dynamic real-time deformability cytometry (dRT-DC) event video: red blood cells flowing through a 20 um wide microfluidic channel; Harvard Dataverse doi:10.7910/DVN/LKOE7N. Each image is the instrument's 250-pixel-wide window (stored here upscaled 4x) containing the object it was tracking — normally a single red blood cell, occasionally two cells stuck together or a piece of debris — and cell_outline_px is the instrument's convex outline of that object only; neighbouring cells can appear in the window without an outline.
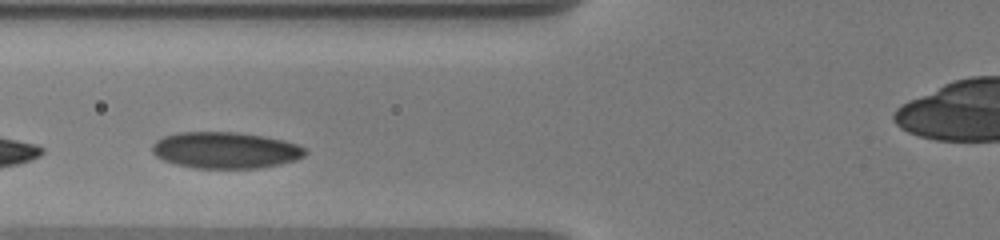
{"species": "human", "species_latin": "Homo sapiens", "temperature_condition": "warm", "stored_images_in_passage": 10, "camera_frame_rate_fps": 3000, "um_per_image_px": 0.085, "donor": {"sex": "male"}, "frame": {"image": 1, "passage_image": 5, "time_ms": 2.0, "image_size_px": [1000, 240], "cell_outline_px": [[308, 152], [304, 156], [296, 160], [280, 164], [260, 168], [192, 168], [176, 164], [164, 160], [156, 156], [152, 152], [152, 144], [156, 140], [164, 136], [180, 132], [236, 132], [264, 136], [284, 140], [296, 144], [304, 148]], "centroid_in_image_um": [19.16, 12.77], "position_along_channel_um": 106.6, "area_um2": 32.54}}
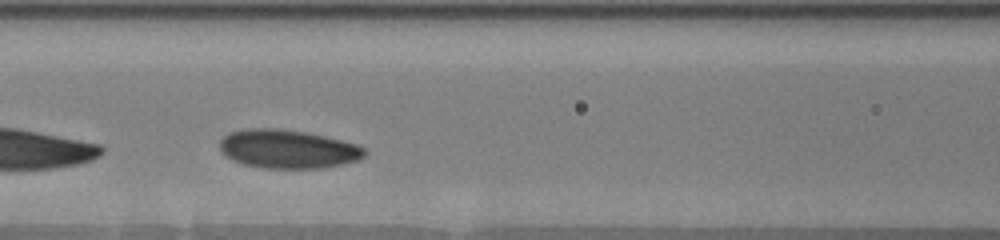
{"frame": {"image": 2, "passage_image": 6, "time_ms": 3.0, "image_size_px": [1000, 240], "cell_outline_px": [[368, 152], [364, 156], [356, 160], [340, 164], [320, 168], [264, 168], [244, 164], [232, 160], [220, 152], [220, 140], [224, 136], [232, 132], [244, 128], [280, 128], [304, 132], [324, 136], [356, 144], [364, 148]], "centroid_in_image_um": [24.43, 12.66], "position_along_channel_um": 142.2, "area_um2": 32.48}}
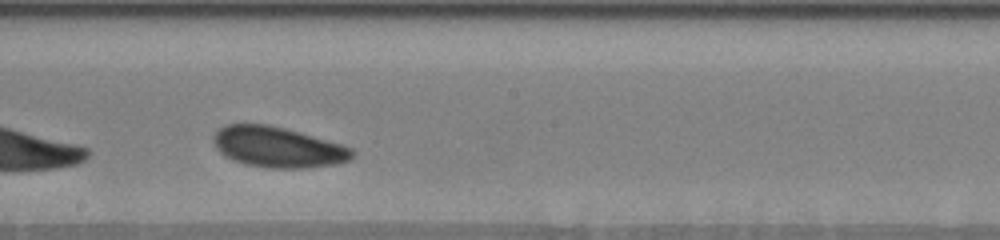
{"frame": {"image": 3, "passage_image": 9, "time_ms": 5.333, "image_size_px": [1000, 240], "cell_outline_px": [[356, 152], [348, 160], [336, 164], [304, 168], [268, 168], [244, 164], [232, 160], [224, 156], [216, 148], [212, 140], [212, 136], [220, 128], [228, 124], [268, 124], [284, 128], [340, 144], [352, 148]], "centroid_in_image_um": [23.57, 12.51], "position_along_channel_um": 224.6, "area_um2": 32.71}}